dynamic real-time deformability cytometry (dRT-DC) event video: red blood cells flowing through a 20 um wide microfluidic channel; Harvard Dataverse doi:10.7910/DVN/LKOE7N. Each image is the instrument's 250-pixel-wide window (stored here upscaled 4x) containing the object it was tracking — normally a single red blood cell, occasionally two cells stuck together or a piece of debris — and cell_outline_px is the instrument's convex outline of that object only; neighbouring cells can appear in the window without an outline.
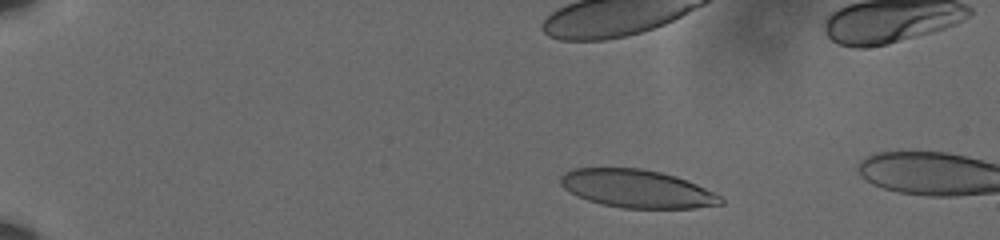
{"species": "human", "species_latin": "Homo sapiens", "temperature_condition": "cold", "stored_images_in_passage": 40, "camera_frame_rate_fps": 3000, "um_per_image_px": 0.085, "donor": {"sex": "male"}, "frame": {"image": 1, "passage_image": 1, "time_ms": 0.0, "image_size_px": [1000, 240], "cell_outline_px": [[724, 204], [692, 208], [624, 208], [600, 204], [576, 196], [564, 188], [560, 184], [560, 176], [564, 172], [572, 168], [640, 168], [660, 172], [676, 176], [696, 184], [720, 196], [724, 200]], "centroid_in_image_um": [54.1, 16.04], "position_along_channel_um": 30.9, "area_um2": 35.49}}